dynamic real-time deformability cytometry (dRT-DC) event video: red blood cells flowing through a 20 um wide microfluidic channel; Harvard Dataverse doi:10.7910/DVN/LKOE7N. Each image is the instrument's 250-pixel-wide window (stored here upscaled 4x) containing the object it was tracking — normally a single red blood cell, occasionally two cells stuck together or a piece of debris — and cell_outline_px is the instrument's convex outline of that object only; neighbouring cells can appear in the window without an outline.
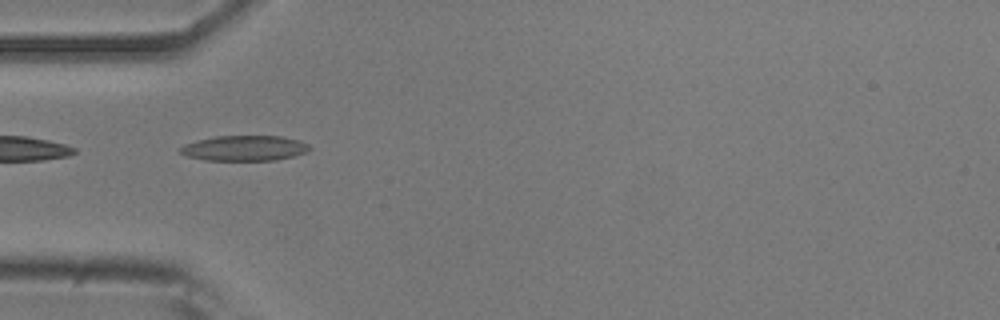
{"species": "common noctule bat (a hibernating species)", "species_latin": "Nyctalus noctula", "temperature_condition": "room temperature", "stored_images_in_passage": 37, "camera_frame_rate_fps": 3000, "um_per_image_px": 0.085, "animal": {"sex": "male", "body_mass_g": 20.5, "forearm_length_mm": 52.5}, "frame": {"image": 1, "passage_image": 1, "time_ms": 0.0, "image_size_px": [1000, 320], "cell_outline_px": [[312, 148], [304, 152], [292, 156], [276, 160], [204, 160], [188, 156], [180, 152], [180, 148], [184, 144], [216, 136], [280, 136], [300, 140], [308, 144]], "centroid_in_image_um": [20.8, 12.59], "position_along_channel_um": 64.2, "area_um2": 18.84}}
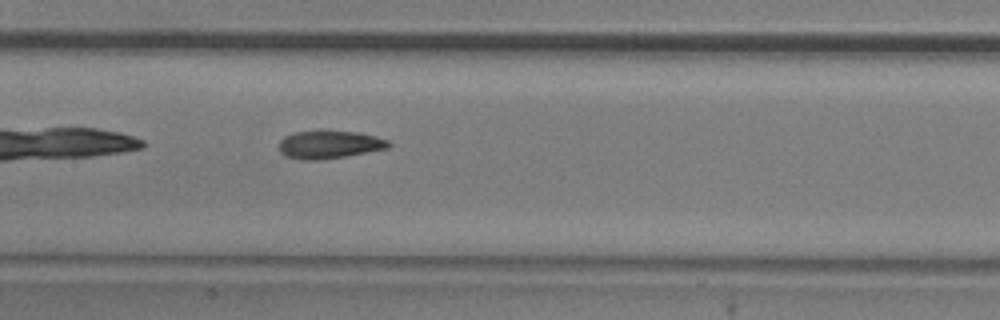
{"frame": {"image": 2, "passage_image": 10, "time_ms": 3.0, "image_size_px": [1000, 320], "cell_outline_px": [[392, 144], [388, 148], [344, 156], [320, 160], [304, 160], [284, 156], [280, 152], [280, 140], [284, 136], [296, 132], [320, 128], [328, 128], [356, 132], [376, 136], [388, 140]], "centroid_in_image_um": [27.97, 12.24], "position_along_channel_um": 179.4, "area_um2": 18.44}}
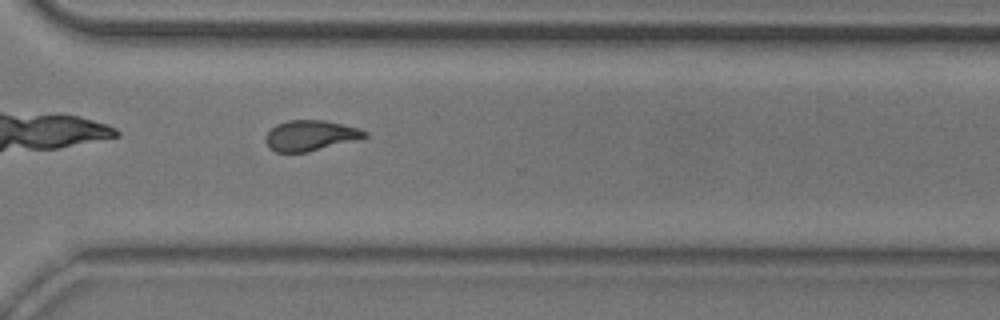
{"frame": {"image": 3, "passage_image": 23, "time_ms": 7.333, "image_size_px": [1000, 320], "cell_outline_px": [[368, 136], [356, 140], [308, 152], [276, 152], [268, 148], [264, 140], [264, 136], [276, 124], [288, 120], [324, 120], [360, 128], [368, 132]], "centroid_in_image_um": [26.37, 11.52], "position_along_channel_um": 344.2, "area_um2": 17.74}, "authors_computed_cell_mechanics": {"area_um2": 17.7446, "velocity_mm_per_s": 3.8205, "shape_relaxation_time_tau1_ms": 3.9668, "shape_relaxation_time_tau2_ms": 3.7517, "deformation_change_tau1": 0.1459, "deformation_change_tau2": 0.093}}